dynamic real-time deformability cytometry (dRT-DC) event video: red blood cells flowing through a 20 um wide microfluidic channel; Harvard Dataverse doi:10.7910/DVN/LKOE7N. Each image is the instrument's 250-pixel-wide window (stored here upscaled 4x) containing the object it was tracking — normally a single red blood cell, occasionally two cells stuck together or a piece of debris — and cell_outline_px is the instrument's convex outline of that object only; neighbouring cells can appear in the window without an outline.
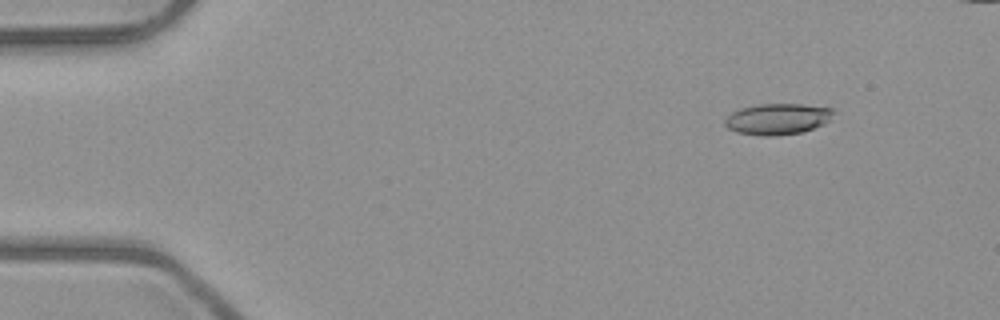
{"species": "common noctule bat (a hibernating species)", "species_latin": "Nyctalus noctula", "temperature_condition": "room temperature", "stored_images_in_passage": 5, "camera_frame_rate_fps": 3000, "um_per_image_px": 0.085, "animal": {"sex": "male", "body_mass_g": 23.1, "forearm_length_mm": 52.7}, "frame": {"image": 1, "passage_image": 5, "time_ms": 5.333, "image_size_px": [1000, 320], "cell_outline_px": [[832, 112], [828, 120], [824, 124], [800, 132], [776, 136], [760, 136], [736, 132], [728, 128], [724, 124], [724, 120], [732, 112], [740, 108], [760, 104], [804, 104], [832, 108]], "centroid_in_image_um": [66.04, 10.11], "position_along_channel_um": 19.0, "area_um2": 19.54}}